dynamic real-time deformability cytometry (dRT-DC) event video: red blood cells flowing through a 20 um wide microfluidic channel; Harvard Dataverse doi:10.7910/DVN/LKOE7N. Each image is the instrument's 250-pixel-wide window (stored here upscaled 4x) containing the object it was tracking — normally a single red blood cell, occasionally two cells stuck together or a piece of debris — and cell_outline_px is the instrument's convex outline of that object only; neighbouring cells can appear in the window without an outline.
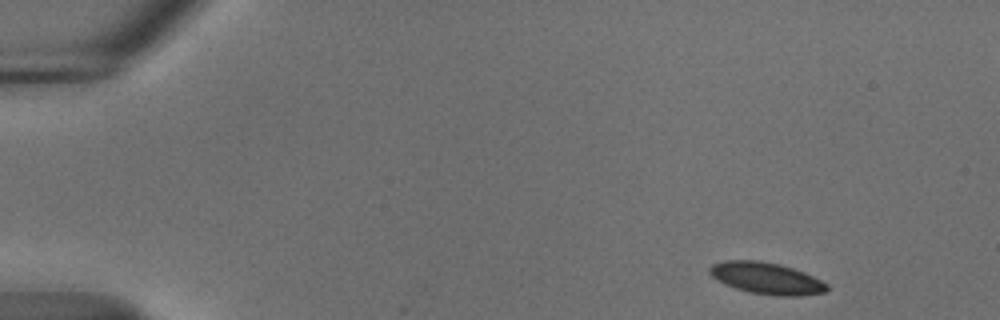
{"species": "common noctule bat (a hibernating species)", "species_latin": "Nyctalus noctula", "temperature_condition": "cold", "stored_images_in_passage": 50, "camera_frame_rate_fps": 3000, "um_per_image_px": 0.085, "animal": {"sex": "male", "body_mass_g": 18.8}, "frame": {"image": 1, "passage_image": 1, "time_ms": 0.0, "image_size_px": [1000, 320], "cell_outline_px": [[828, 288], [824, 292], [800, 296], [776, 296], [752, 292], [736, 288], [724, 284], [716, 280], [708, 272], [708, 268], [712, 264], [724, 260], [760, 260], [780, 264], [804, 272], [828, 284]], "centroid_in_image_um": [65.12, 23.64], "position_along_channel_um": 19.9, "area_um2": 21.68}}
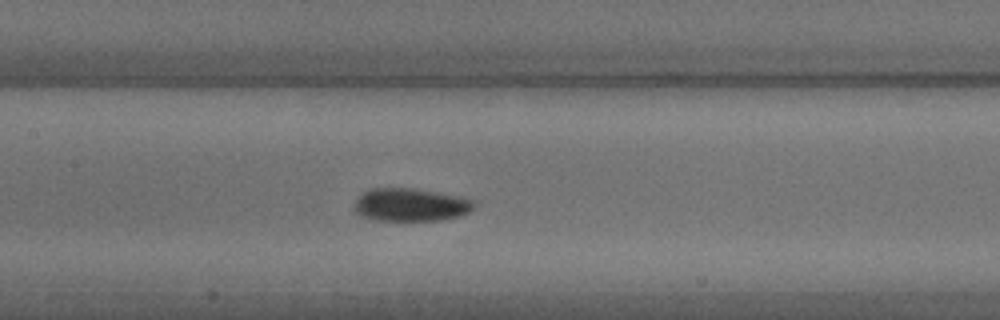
{"frame": {"image": 2, "passage_image": 22, "time_ms": 7.0, "image_size_px": [1000, 320], "cell_outline_px": [[476, 208], [460, 216], [440, 220], [372, 220], [360, 216], [352, 208], [352, 204], [364, 192], [372, 188], [416, 188], [460, 196], [476, 200]], "centroid_in_image_um": [34.92, 17.4], "position_along_channel_um": 172.5, "area_um2": 23.41}}
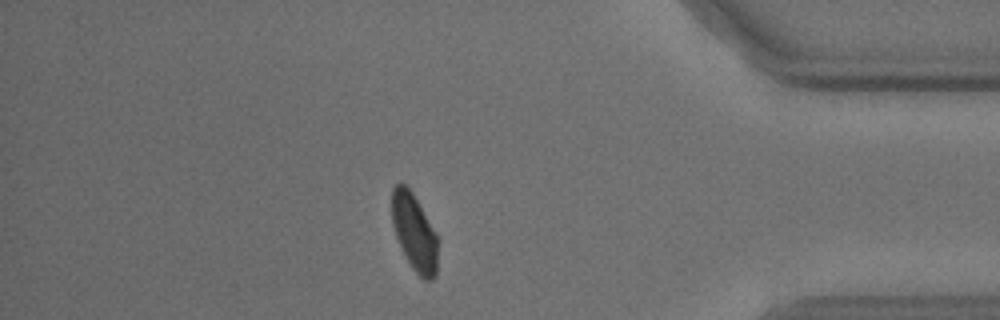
{"frame": {"image": 3, "passage_image": 43, "time_ms": 14.0, "image_size_px": [1000, 320], "cell_outline_px": [[440, 240], [436, 276], [432, 280], [424, 280], [412, 268], [396, 236], [392, 224], [392, 188], [400, 180], [412, 192], [436, 232]], "centroid_in_image_um": [35.26, 19.75], "position_along_channel_um": 399.9, "area_um2": 20.87}, "authors_computed_cell_mechanics": {"area_um2": 22.2819, "velocity_mm_per_s": 3.6712, "shape_relaxation_time_tau1_ms": 6.3871, "shape_relaxation_time_tau2_ms": 1.6612, "deformation_change_tau1": 0.1041, "deformation_change_tau2": 0.0378}}